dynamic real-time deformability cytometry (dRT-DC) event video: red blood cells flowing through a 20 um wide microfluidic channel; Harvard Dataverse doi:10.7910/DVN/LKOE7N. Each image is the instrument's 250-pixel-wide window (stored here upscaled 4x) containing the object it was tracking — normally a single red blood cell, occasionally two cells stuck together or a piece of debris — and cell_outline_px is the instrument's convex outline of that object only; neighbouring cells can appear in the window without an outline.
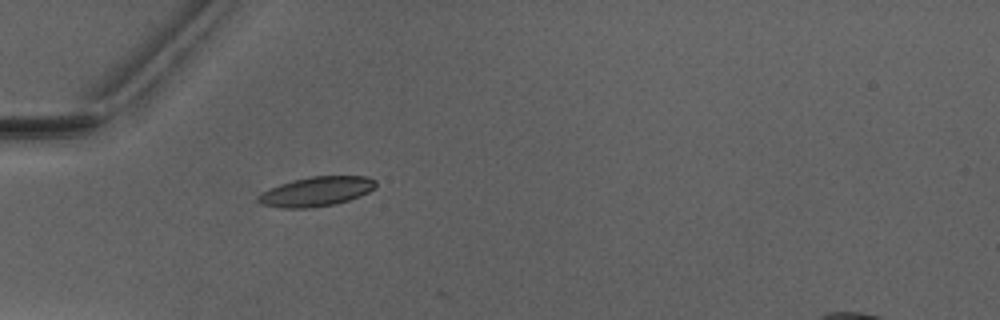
{"species": "Egyptian fruit bat (a non-hibernating species)", "species_latin": "Rousettus aegyptiacus", "temperature_condition": "warm", "stored_images_in_passage": 1, "camera_frame_rate_fps": 3000, "um_per_image_px": 0.085, "animal": {"sex": "male"}, "frame": {"image": 1, "passage_image": 1, "time_ms": 0.0, "image_size_px": [1000, 320], "cell_outline_px": [[376, 188], [360, 196], [336, 204], [308, 208], [280, 208], [260, 204], [256, 200], [256, 196], [268, 188], [292, 180], [312, 176], [368, 176], [376, 180]], "centroid_in_image_um": [26.87, 16.28], "position_along_channel_um": 58.1, "area_um2": 20.46}}